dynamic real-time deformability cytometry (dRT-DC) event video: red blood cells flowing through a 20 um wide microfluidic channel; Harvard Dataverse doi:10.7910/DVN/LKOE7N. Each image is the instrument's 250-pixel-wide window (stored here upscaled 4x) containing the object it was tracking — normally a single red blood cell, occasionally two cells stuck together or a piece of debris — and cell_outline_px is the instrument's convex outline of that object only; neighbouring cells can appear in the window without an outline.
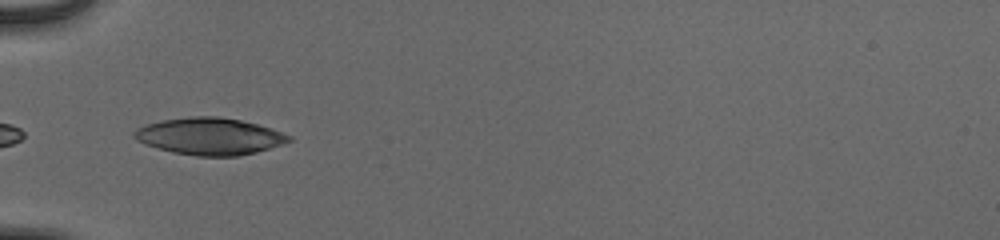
{"species": "human", "species_latin": "Homo sapiens", "temperature_condition": "cold", "stored_images_in_passage": 35, "camera_frame_rate_fps": 3000, "um_per_image_px": 0.085, "donor": {"sex": "male"}, "frame": {"image": 1, "passage_image": 1, "time_ms": 0.0, "image_size_px": [1000, 240], "cell_outline_px": [[292, 140], [256, 152], [240, 156], [196, 156], [172, 152], [144, 144], [136, 140], [132, 136], [132, 132], [136, 128], [148, 124], [164, 120], [188, 116], [220, 116], [240, 120], [256, 124], [292, 136]], "centroid_in_image_um": [17.77, 11.58], "position_along_channel_um": 67.2, "area_um2": 33.18}}
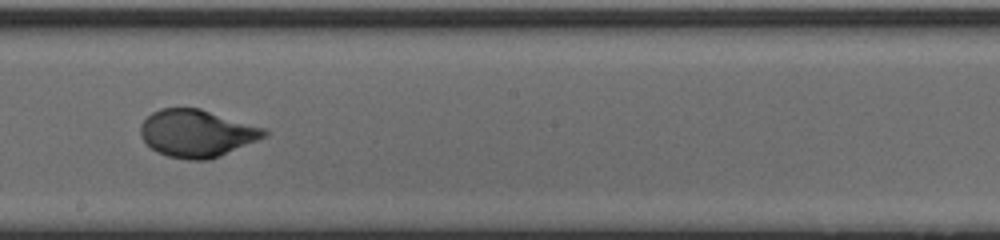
{"frame": {"image": 2, "passage_image": 14, "time_ms": 4.333, "image_size_px": [1000, 240], "cell_outline_px": [[268, 136], [220, 156], [208, 160], [188, 160], [168, 156], [156, 152], [140, 136], [140, 124], [152, 112], [160, 108], [200, 108], [268, 128]], "centroid_in_image_um": [16.77, 11.33], "position_along_channel_um": 231.4, "area_um2": 34.51}}
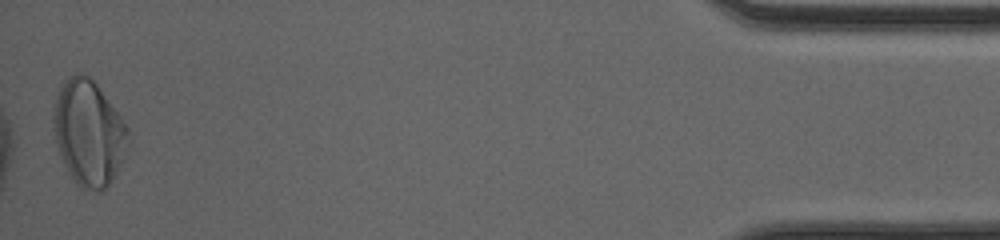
{"frame": {"image": 3, "passage_image": 35, "time_ms": 11.333, "image_size_px": [1000, 240], "cell_outline_px": [[128, 144], [120, 164], [112, 180], [100, 192], [96, 192], [80, 188], [72, 180], [60, 156], [52, 128], [52, 104], [56, 92], [60, 84], [68, 76], [76, 72], [84, 72], [96, 84], [120, 116], [128, 128]], "centroid_in_image_um": [7.47, 11.27], "position_along_channel_um": 427.7, "area_um2": 46.3}, "authors_computed_cell_mechanics": {"area_um2": 34.2754, "velocity_mm_per_s": 3.8892, "shape_relaxation_time_tau1_ms": 3.0282, "shape_relaxation_time_tau2_ms": null, "deformation_change_tau1": 0.1791, "deformation_change_tau2": null}}